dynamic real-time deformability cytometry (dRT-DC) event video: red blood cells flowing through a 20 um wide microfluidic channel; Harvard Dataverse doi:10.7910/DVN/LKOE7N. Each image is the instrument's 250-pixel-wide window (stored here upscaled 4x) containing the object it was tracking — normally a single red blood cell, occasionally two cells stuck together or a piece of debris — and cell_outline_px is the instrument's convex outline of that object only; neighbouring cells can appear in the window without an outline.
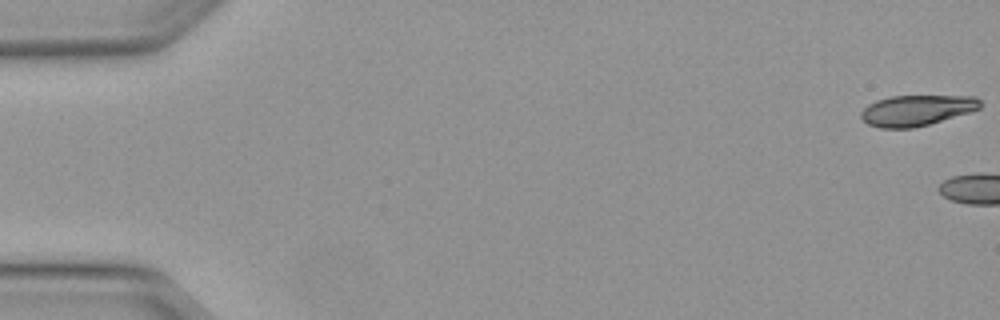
{"species": "Egyptian fruit bat (a non-hibernating species)", "species_latin": "Rousettus aegyptiacus", "temperature_condition": "warm", "stored_images_in_passage": 4, "camera_frame_rate_fps": 3000, "um_per_image_px": 0.085, "animal": {"sex": "female"}, "frame": {"image": 1, "passage_image": 1, "time_ms": 0.0, "image_size_px": [1000, 320], "cell_outline_px": [[980, 108], [972, 112], [928, 124], [912, 128], [880, 128], [868, 124], [860, 116], [860, 112], [868, 104], [876, 100], [892, 96], [976, 96], [980, 100]], "centroid_in_image_um": [77.91, 9.38], "position_along_channel_um": 7.1, "area_um2": 21.33}}